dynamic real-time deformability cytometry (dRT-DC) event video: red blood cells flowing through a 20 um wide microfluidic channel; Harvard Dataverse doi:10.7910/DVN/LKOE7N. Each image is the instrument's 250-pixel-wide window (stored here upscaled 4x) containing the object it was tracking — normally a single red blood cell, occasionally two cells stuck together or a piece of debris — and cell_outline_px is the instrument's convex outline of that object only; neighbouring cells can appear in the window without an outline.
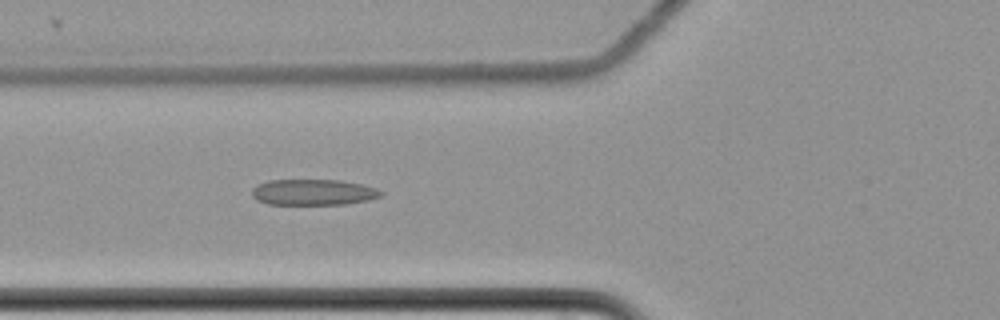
{"species": "common noctule bat (a hibernating species)", "species_latin": "Nyctalus noctula", "temperature_condition": "cold", "stored_images_in_passage": 6, "camera_frame_rate_fps": 3000, "um_per_image_px": 0.085, "animal": {"sex": "female", "body_mass_g": 22.7, "forearm_length_mm": 54.2}, "frame": {"image": 1, "passage_image": 6, "time_ms": 1.667, "image_size_px": [1000, 320], "cell_outline_px": [[384, 192], [380, 196], [368, 200], [344, 204], [268, 204], [256, 200], [252, 196], [252, 188], [256, 184], [268, 180], [340, 180], [360, 184], [376, 188]], "centroid_in_image_um": [26.59, 16.33], "position_along_channel_um": 99.2, "area_um2": 19.48}}